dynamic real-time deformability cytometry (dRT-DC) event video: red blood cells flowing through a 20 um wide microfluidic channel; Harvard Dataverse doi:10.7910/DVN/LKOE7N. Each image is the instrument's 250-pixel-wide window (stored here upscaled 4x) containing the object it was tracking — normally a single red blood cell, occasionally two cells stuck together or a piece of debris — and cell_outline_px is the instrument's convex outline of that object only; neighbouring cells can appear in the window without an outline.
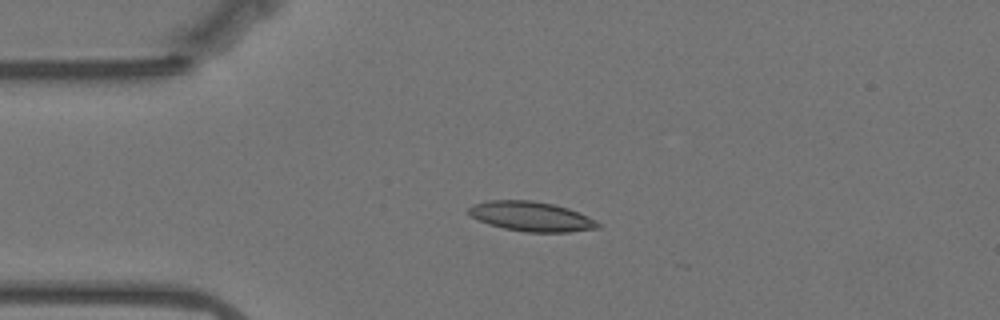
{"species": "Egyptian fruit bat (a non-hibernating species)", "species_latin": "Rousettus aegyptiacus", "temperature_condition": "warm", "stored_images_in_passage": 15, "camera_frame_rate_fps": 3000, "um_per_image_px": 0.085, "animal": {"sex": "female"}, "frame": {"image": 1, "passage_image": 12, "time_ms": 3.667, "image_size_px": [1000, 320], "cell_outline_px": [[600, 228], [568, 232], [524, 232], [504, 228], [488, 224], [476, 220], [468, 212], [468, 208], [472, 204], [488, 200], [532, 200], [552, 204], [568, 208], [588, 216], [596, 220], [600, 224]], "centroid_in_image_um": [45.14, 18.4], "position_along_channel_um": 39.9, "area_um2": 22.48}}